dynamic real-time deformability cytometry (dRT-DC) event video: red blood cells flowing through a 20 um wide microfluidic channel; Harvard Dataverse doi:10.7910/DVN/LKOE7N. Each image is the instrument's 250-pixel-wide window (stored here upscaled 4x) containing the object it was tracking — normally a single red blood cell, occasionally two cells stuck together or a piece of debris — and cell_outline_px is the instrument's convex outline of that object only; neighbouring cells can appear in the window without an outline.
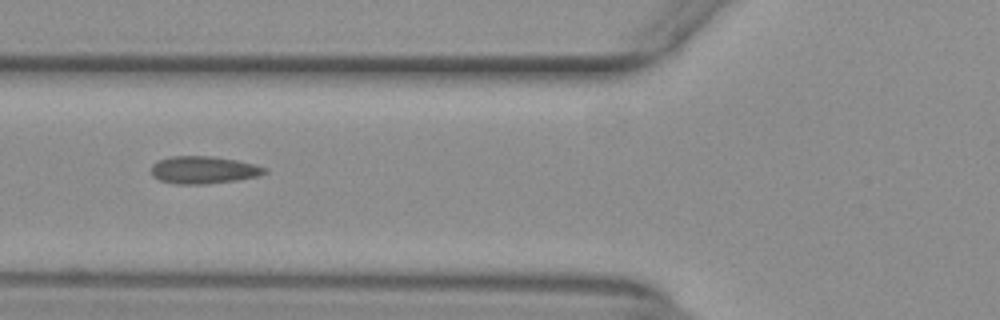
{"species": "common noctule bat (a hibernating species)", "species_latin": "Nyctalus noctula", "temperature_condition": "warm", "stored_images_in_passage": 38, "camera_frame_rate_fps": 3000, "um_per_image_px": 0.085, "animal": {"sex": "female", "body_mass_g": 29.2, "forearm_length_mm": 56.3}, "frame": {"image": 1, "passage_image": 7, "time_ms": 2.0, "image_size_px": [1000, 320], "cell_outline_px": [[268, 172], [260, 176], [236, 180], [204, 184], [176, 184], [160, 180], [152, 176], [152, 164], [156, 160], [172, 156], [212, 156], [236, 160], [268, 168]], "centroid_in_image_um": [17.3, 14.44], "position_along_channel_um": 108.5, "area_um2": 18.21}}
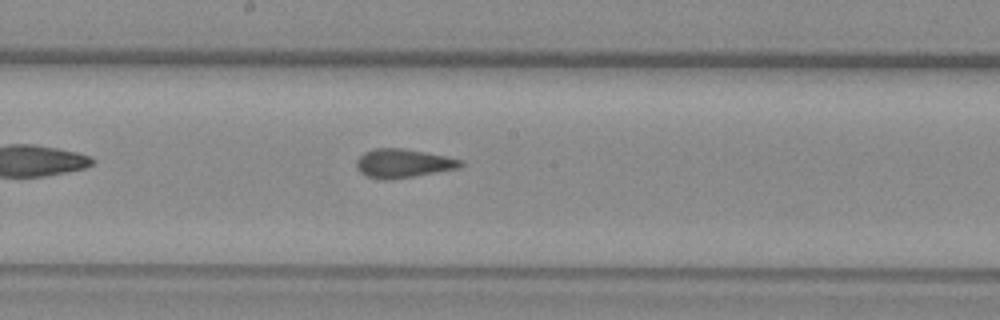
{"frame": {"image": 2, "passage_image": 15, "time_ms": 4.667, "image_size_px": [1000, 320], "cell_outline_px": [[464, 164], [460, 168], [412, 176], [384, 180], [368, 176], [360, 172], [356, 168], [356, 160], [364, 152], [372, 148], [404, 148], [448, 156], [464, 160]], "centroid_in_image_um": [34.28, 13.86], "position_along_channel_um": 213.9, "area_um2": 17.51}}
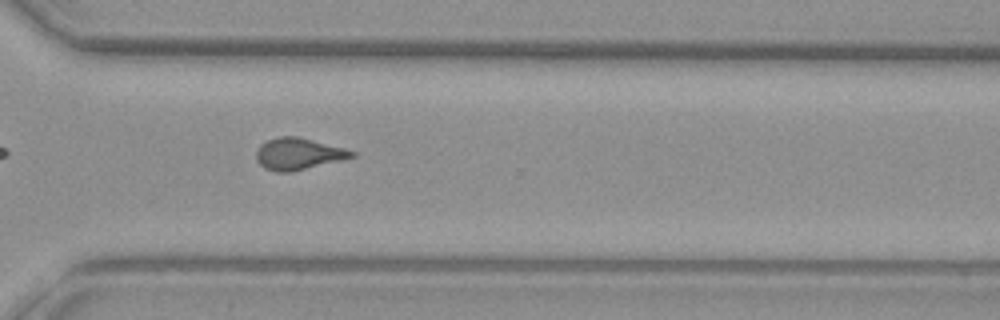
{"frame": {"image": 3, "passage_image": 25, "time_ms": 8.0, "image_size_px": [1000, 320], "cell_outline_px": [[356, 156], [340, 160], [288, 172], [276, 172], [264, 168], [256, 160], [256, 148], [260, 144], [268, 140], [280, 136], [296, 136], [344, 148], [356, 152]], "centroid_in_image_um": [25.31, 13.07], "position_along_channel_um": 345.3, "area_um2": 17.4}}